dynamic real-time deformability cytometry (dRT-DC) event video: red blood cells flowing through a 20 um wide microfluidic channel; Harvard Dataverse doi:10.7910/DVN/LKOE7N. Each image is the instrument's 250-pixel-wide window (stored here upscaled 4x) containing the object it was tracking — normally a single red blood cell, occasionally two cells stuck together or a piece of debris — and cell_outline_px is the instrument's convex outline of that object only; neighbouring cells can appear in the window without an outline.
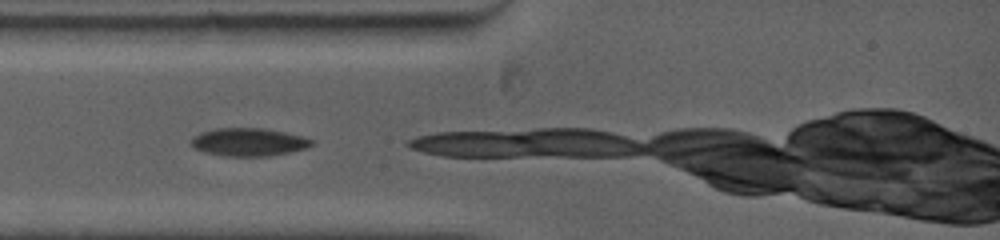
{"species": "common noctule bat (a hibernating species)", "species_latin": "Nyctalus noctula", "temperature_condition": "warm", "stored_images_in_passage": 16, "camera_frame_rate_fps": 5000, "um_per_image_px": 0.085, "animal": {"sex": "female", "body_mass_g": 19.0, "forearm_length_mm": 53.3}, "frame": {"image": 1, "passage_image": 1, "time_ms": 0.0, "image_size_px": [1000, 240], "cell_outline_px": [[316, 144], [308, 148], [268, 156], [224, 156], [204, 152], [192, 148], [192, 136], [200, 132], [216, 128], [260, 128], [284, 132], [316, 140]], "centroid_in_image_um": [21.14, 12.08], "position_along_channel_um": 63.9, "area_um2": 19.77}}